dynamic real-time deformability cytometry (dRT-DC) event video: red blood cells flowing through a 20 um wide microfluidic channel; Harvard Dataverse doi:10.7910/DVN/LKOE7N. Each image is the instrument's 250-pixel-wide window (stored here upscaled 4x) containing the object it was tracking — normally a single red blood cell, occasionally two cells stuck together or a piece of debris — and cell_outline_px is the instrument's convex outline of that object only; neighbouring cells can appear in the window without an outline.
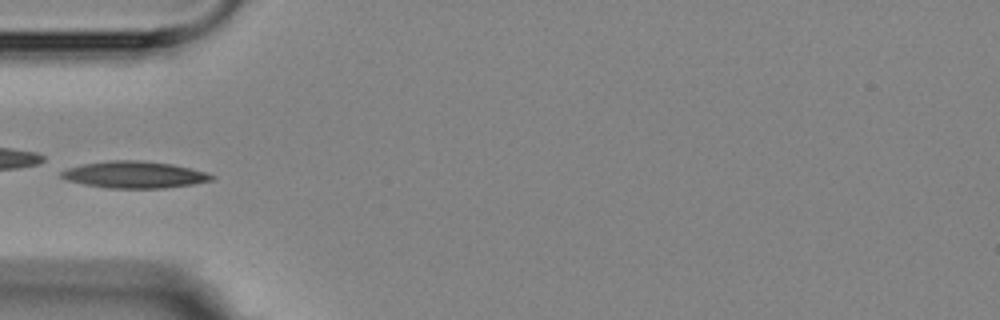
{"species": "Egyptian fruit bat (a non-hibernating species)", "species_latin": "Rousettus aegyptiacus", "temperature_condition": "room temperature", "stored_images_in_passage": 5, "camera_frame_rate_fps": 3000, "um_per_image_px": 0.085, "animal": {"sex": "female"}, "frame": {"image": 1, "passage_image": 5, "time_ms": 5.333, "image_size_px": [1000, 320], "cell_outline_px": [[216, 176], [212, 180], [192, 184], [164, 188], [104, 188], [84, 184], [68, 180], [60, 176], [60, 172], [68, 168], [84, 164], [112, 160], [140, 160], [172, 164], [192, 168]], "centroid_in_image_um": [11.43, 14.85], "position_along_channel_um": 73.6, "area_um2": 23.35}}